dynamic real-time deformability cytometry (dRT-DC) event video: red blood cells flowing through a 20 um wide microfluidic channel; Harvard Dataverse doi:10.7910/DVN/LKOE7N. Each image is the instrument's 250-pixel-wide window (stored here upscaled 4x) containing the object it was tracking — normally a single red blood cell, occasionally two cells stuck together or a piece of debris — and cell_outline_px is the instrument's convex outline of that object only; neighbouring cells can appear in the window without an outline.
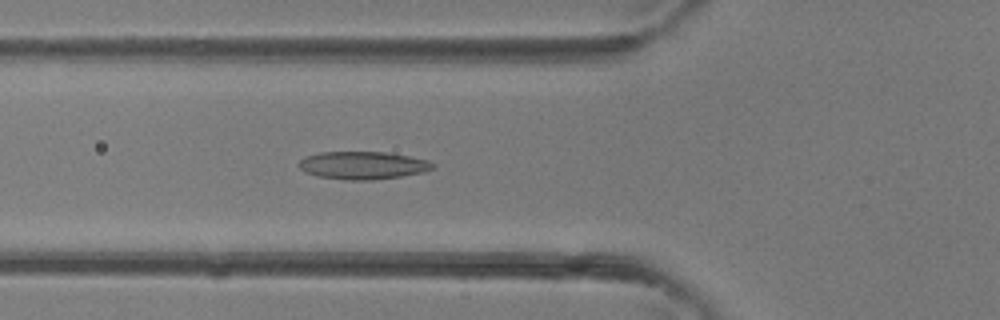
{"species": "common noctule bat (a hibernating species)", "species_latin": "Nyctalus noctula", "temperature_condition": "room temperature", "stored_images_in_passage": 38, "camera_frame_rate_fps": 3000, "um_per_image_px": 0.085, "animal": {"sex": "female"}, "frame": {"image": 1, "passage_image": 13, "time_ms": 4.0, "image_size_px": [1000, 320], "cell_outline_px": [[436, 164], [432, 168], [424, 172], [400, 176], [372, 180], [344, 180], [316, 176], [304, 172], [296, 164], [304, 156], [320, 152], [384, 152], [408, 156], [428, 160]], "centroid_in_image_um": [30.79, 14.05], "position_along_channel_um": 95.0, "area_um2": 21.79}}
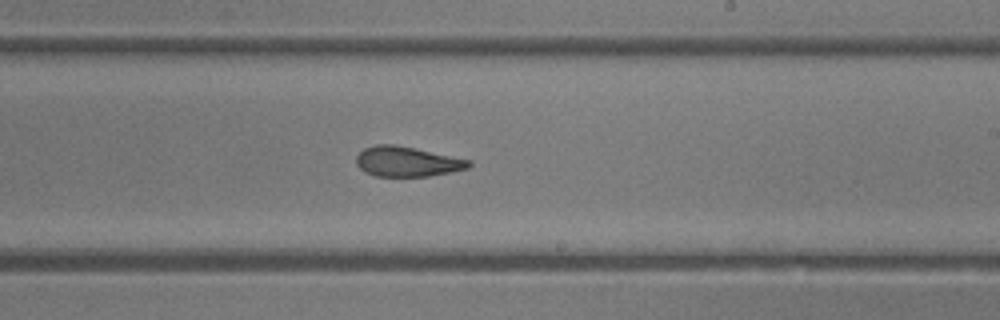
{"frame": {"image": 2, "passage_image": 22, "time_ms": 7.0, "image_size_px": [1000, 320], "cell_outline_px": [[472, 164], [468, 168], [452, 172], [428, 176], [376, 176], [364, 172], [356, 164], [356, 156], [364, 148], [376, 144], [392, 144], [472, 160]], "centroid_in_image_um": [34.59, 13.74], "position_along_channel_um": 254.4, "area_um2": 19.59}}
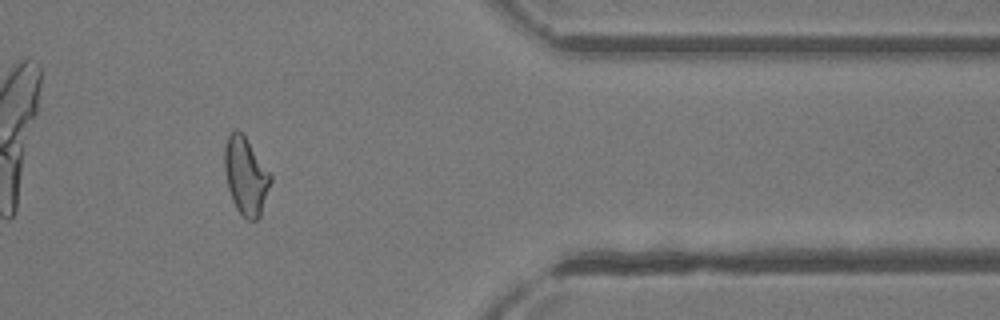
{"frame": {"image": 3, "passage_image": 31, "time_ms": 10.0, "image_size_px": [1000, 320], "cell_outline_px": [[272, 180], [260, 216], [256, 220], [248, 220], [236, 208], [232, 200], [228, 188], [224, 168], [224, 144], [232, 128], [236, 128], [244, 136], [272, 176]], "centroid_in_image_um": [20.87, 14.95], "position_along_channel_um": 390.5, "area_um2": 20.63}}